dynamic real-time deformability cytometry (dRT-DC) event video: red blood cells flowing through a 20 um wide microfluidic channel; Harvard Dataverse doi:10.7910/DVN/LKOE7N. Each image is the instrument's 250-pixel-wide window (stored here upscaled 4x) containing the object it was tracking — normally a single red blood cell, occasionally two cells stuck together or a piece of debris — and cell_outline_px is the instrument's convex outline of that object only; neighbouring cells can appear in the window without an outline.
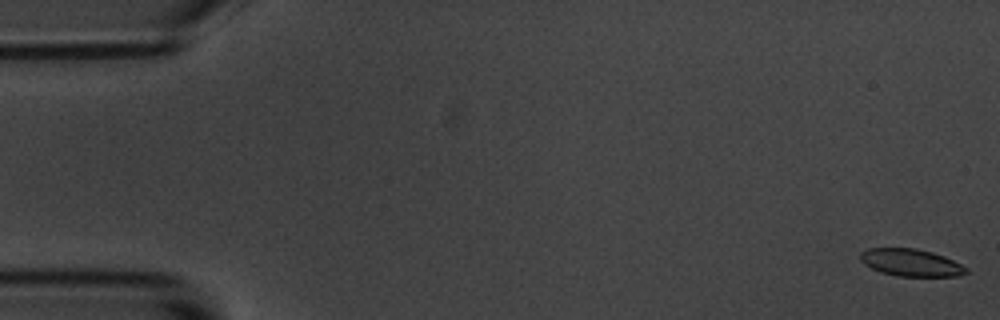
{"species": "common noctule bat (a hibernating species)", "species_latin": "Nyctalus noctula", "temperature_condition": "room temperature", "stored_images_in_passage": 57, "camera_frame_rate_fps": 3000, "um_per_image_px": 0.085, "animal": {"sex": "male", "body_mass_g": 20.1, "forearm_length_mm": 53.5}, "frame": {"image": 1, "passage_image": 1, "time_ms": 0.0, "image_size_px": [1000, 320], "cell_outline_px": [[968, 272], [960, 276], [896, 276], [880, 272], [864, 264], [860, 260], [860, 252], [868, 248], [916, 248], [932, 252], [944, 256], [968, 268]], "centroid_in_image_um": [77.42, 22.32], "position_along_channel_um": 7.6, "area_um2": 16.88}}
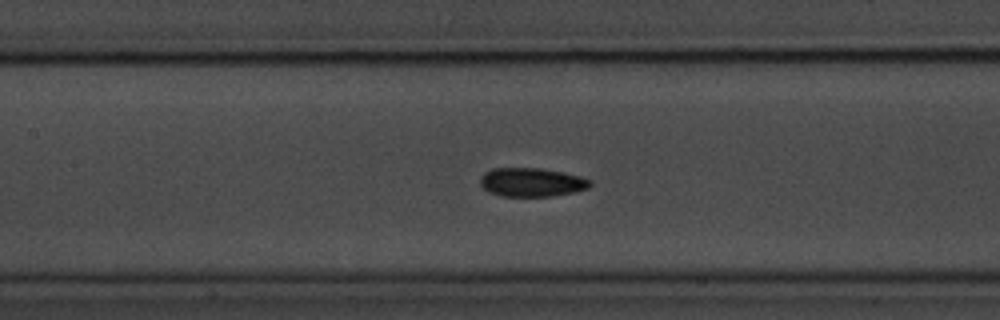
{"frame": {"image": 2, "passage_image": 26, "time_ms": 8.333, "image_size_px": [1000, 320], "cell_outline_px": [[592, 184], [588, 188], [572, 192], [552, 196], [500, 196], [488, 192], [480, 184], [480, 176], [484, 172], [492, 168], [540, 168], [564, 172], [580, 176], [592, 180]], "centroid_in_image_um": [45.17, 15.48], "position_along_channel_um": 162.2, "area_um2": 18.55}}
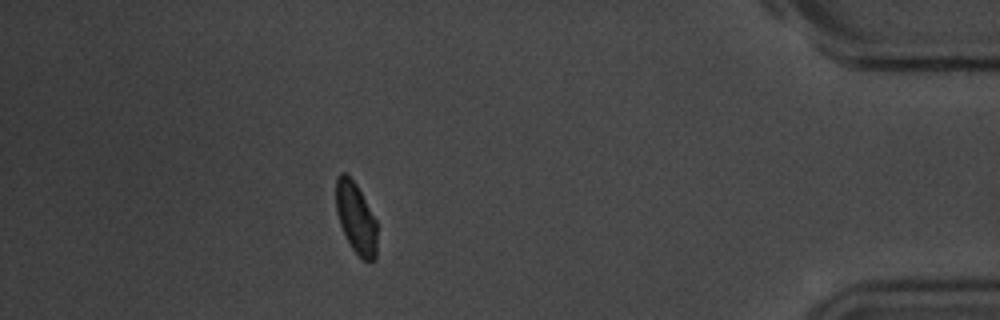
{"frame": {"image": 3, "passage_image": 51, "time_ms": 16.667, "image_size_px": [1000, 320], "cell_outline_px": [[376, 260], [364, 260], [352, 248], [340, 224], [336, 212], [336, 176], [340, 172], [344, 172], [356, 184], [376, 220]], "centroid_in_image_um": [30.24, 18.5], "position_along_channel_um": 405.0, "area_um2": 16.7}, "authors_computed_cell_mechanics": {"area_um2": 17.9758, "velocity_mm_per_s": 3.4932, "shape_relaxation_time_tau1_ms": 2.2039, "shape_relaxation_time_tau2_ms": 3.0197, "deformation_change_tau1": 0.0868, "deformation_change_tau2": 0.0806}}